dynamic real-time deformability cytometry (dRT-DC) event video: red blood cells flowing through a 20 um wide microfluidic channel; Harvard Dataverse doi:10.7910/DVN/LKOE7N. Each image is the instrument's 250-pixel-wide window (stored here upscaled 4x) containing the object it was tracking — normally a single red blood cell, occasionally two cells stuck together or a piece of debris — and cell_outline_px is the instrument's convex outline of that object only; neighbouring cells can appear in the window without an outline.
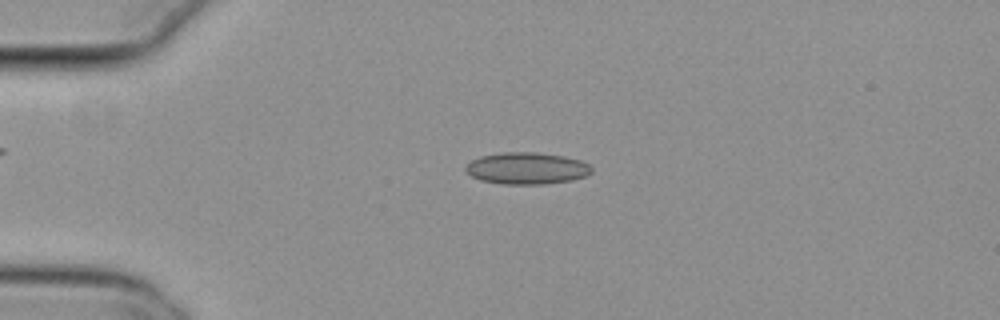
{"species": "common noctule bat (a hibernating species)", "species_latin": "Nyctalus noctula", "temperature_condition": "cold", "stored_images_in_passage": 49, "camera_frame_rate_fps": 3000, "um_per_image_px": 0.085, "animal": {"sex": "female", "body_mass_g": 29.2, "forearm_length_mm": 56.3}, "frame": {"image": 1, "passage_image": 13, "time_ms": 4.0, "image_size_px": [1000, 320], "cell_outline_px": [[592, 172], [584, 176], [572, 180], [544, 184], [504, 184], [480, 180], [472, 176], [464, 168], [472, 160], [480, 156], [504, 152], [536, 152], [564, 156], [580, 160], [588, 164], [592, 168]], "centroid_in_image_um": [44.78, 14.3], "position_along_channel_um": 40.2, "area_um2": 23.24}}
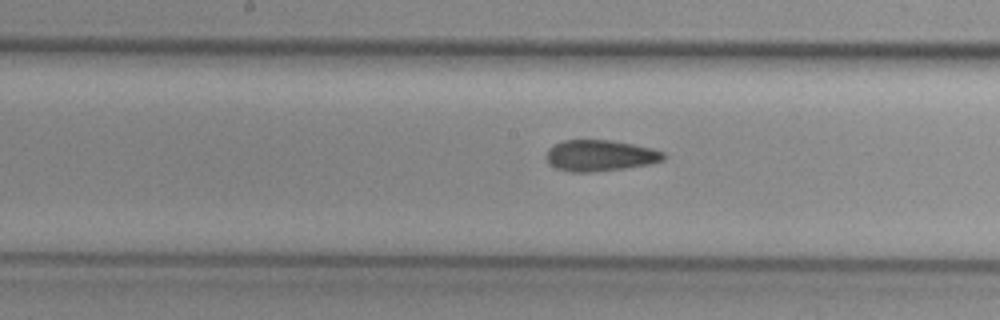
{"frame": {"image": 2, "passage_image": 28, "time_ms": 9.0, "image_size_px": [1000, 320], "cell_outline_px": [[664, 160], [652, 164], [624, 168], [592, 172], [568, 172], [556, 168], [544, 156], [548, 148], [552, 144], [564, 140], [612, 140], [652, 148], [664, 152]], "centroid_in_image_um": [50.99, 13.22], "position_along_channel_um": 197.2, "area_um2": 21.44}}
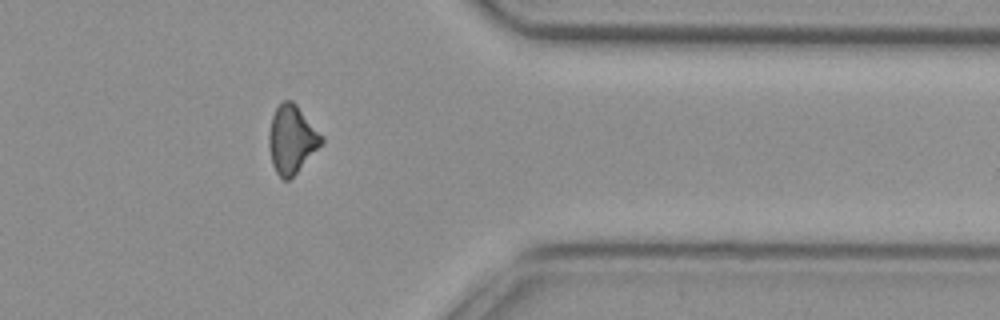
{"frame": {"image": 3, "passage_image": 44, "time_ms": 14.333, "image_size_px": [1000, 320], "cell_outline_px": [[324, 140], [296, 172], [288, 180], [284, 180], [276, 172], [272, 164], [268, 148], [268, 136], [272, 116], [276, 108], [284, 100], [292, 100], [296, 104], [324, 136]], "centroid_in_image_um": [24.78, 11.82], "position_along_channel_um": 386.6, "area_um2": 20.58}}